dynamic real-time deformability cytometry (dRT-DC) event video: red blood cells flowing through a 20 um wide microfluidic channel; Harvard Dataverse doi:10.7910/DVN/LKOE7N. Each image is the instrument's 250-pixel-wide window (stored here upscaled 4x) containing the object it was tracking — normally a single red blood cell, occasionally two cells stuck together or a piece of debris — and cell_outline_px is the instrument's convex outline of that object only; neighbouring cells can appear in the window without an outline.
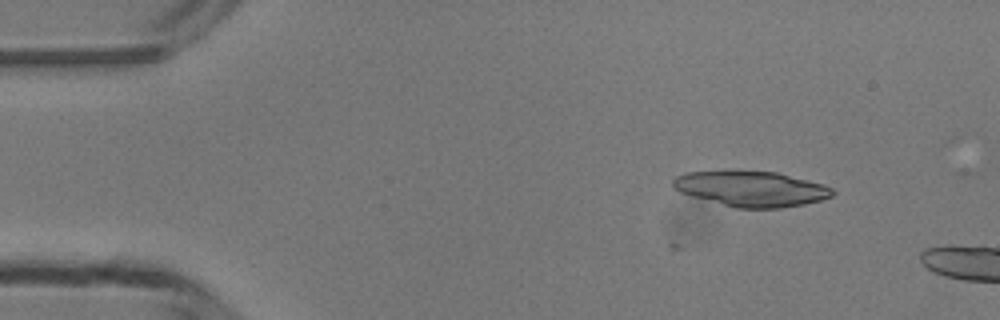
{"species": "common noctule bat (a hibernating species)", "species_latin": "Nyctalus noctula", "temperature_condition": "room temperature", "stored_images_in_passage": 4, "camera_frame_rate_fps": 3000, "um_per_image_px": 0.085, "animal": {"sex": "male", "body_mass_g": 13.3}, "frame": {"image": 1, "passage_image": 4, "time_ms": 1.0, "image_size_px": [1000, 320], "cell_outline_px": [[836, 192], [832, 196], [820, 200], [804, 204], [780, 208], [736, 208], [692, 196], [680, 192], [672, 188], [672, 180], [676, 176], [684, 172], [776, 172], [824, 184], [832, 188]], "centroid_in_image_um": [63.86, 16.06], "position_along_channel_um": 21.1, "area_um2": 32.48}}